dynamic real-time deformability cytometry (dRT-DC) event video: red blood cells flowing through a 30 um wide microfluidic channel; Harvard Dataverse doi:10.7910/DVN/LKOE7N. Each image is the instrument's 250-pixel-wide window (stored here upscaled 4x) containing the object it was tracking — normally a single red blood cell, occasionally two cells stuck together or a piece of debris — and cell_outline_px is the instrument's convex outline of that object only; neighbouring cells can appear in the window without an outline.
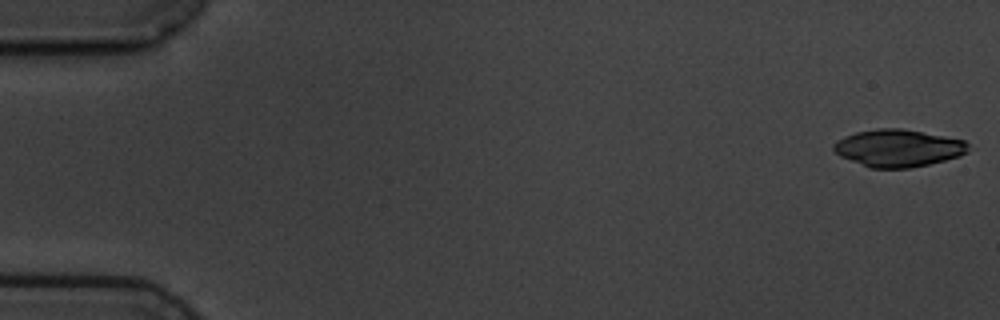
{"species": "common noctule bat (a hibernating species)", "species_latin": "Nyctalus noctula", "temperature_condition": "cold", "stored_images_in_passage": 6, "camera_frame_rate_fps": 3000, "um_per_image_px": 0.085, "animal": {"sex": "male", "body_mass_g": 19.5, "forearm_length_mm": 54.6}, "frame": {"image": 1, "passage_image": 1, "time_ms": 0.0, "image_size_px": [1000, 320], "cell_outline_px": [[968, 152], [960, 156], [928, 164], [908, 168], [868, 168], [840, 156], [832, 148], [832, 144], [836, 140], [844, 136], [856, 132], [876, 128], [900, 128], [964, 140], [968, 144]], "centroid_in_image_um": [76.3, 12.59], "position_along_channel_um": 8.7, "area_um2": 29.25}}